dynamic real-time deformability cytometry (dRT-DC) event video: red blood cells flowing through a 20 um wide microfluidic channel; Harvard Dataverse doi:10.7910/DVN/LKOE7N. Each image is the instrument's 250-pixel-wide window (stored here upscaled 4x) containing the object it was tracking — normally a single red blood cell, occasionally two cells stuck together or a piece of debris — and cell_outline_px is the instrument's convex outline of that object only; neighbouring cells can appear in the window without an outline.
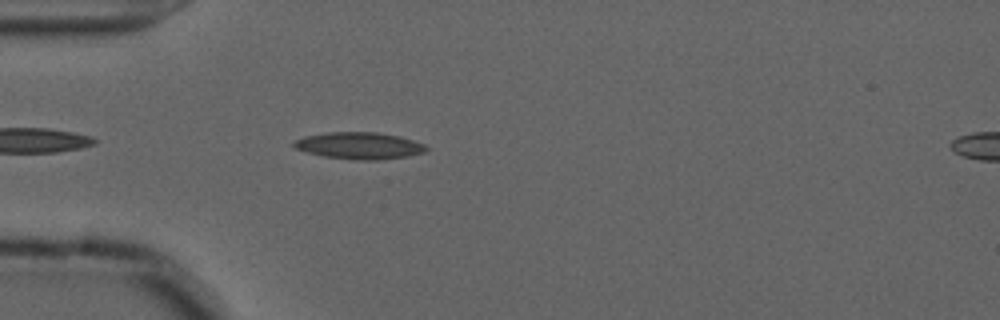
{"species": "common noctule bat (a hibernating species)", "species_latin": "Nyctalus noctula", "temperature_condition": "cold", "stored_images_in_passage": 40, "camera_frame_rate_fps": 3000, "um_per_image_px": 0.085, "animal": {"sex": "male", "forearm_length_mm": 52.5}, "frame": {"image": 1, "passage_image": 5, "time_ms": 1.333, "image_size_px": [1000, 320], "cell_outline_px": [[428, 148], [424, 152], [408, 156], [376, 160], [352, 160], [324, 156], [308, 152], [296, 148], [292, 144], [296, 140], [304, 136], [328, 132], [376, 132], [400, 136], [424, 144]], "centroid_in_image_um": [30.55, 12.38], "position_along_channel_um": 54.5, "area_um2": 20.58}}
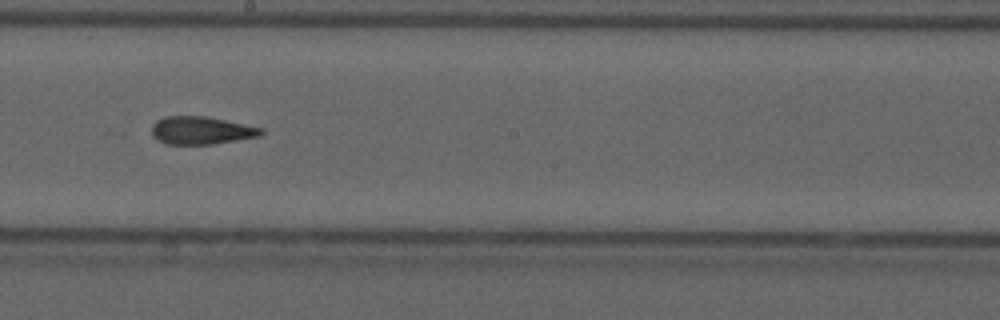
{"frame": {"image": 2, "passage_image": 20, "time_ms": 6.333, "image_size_px": [1000, 320], "cell_outline_px": [[264, 132], [260, 136], [212, 144], [168, 144], [152, 136], [152, 124], [156, 120], [164, 116], [204, 116], [264, 128]], "centroid_in_image_um": [17.1, 11.08], "position_along_channel_um": 231.1, "area_um2": 17.63}}
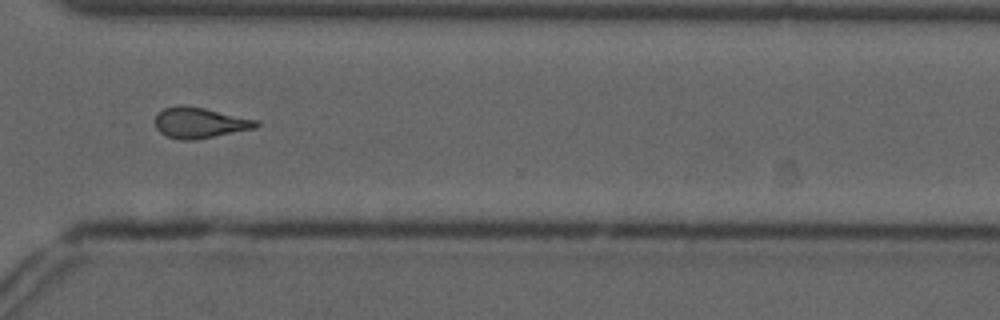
{"frame": {"image": 3, "passage_image": 30, "time_ms": 9.667, "image_size_px": [1000, 320], "cell_outline_px": [[260, 124], [256, 128], [196, 140], [180, 140], [168, 136], [160, 132], [156, 128], [156, 116], [164, 108], [176, 104], [184, 104], [204, 108], [260, 120]], "centroid_in_image_um": [17.01, 10.42], "position_along_channel_um": 353.6, "area_um2": 18.26}, "authors_computed_cell_mechanics": {"area_um2": 17.9758, "velocity_mm_per_s": 3.6807, "shape_relaxation_time_tau1_ms": 7.8256, "shape_relaxation_time_tau2_ms": 2.0621, "deformation_change_tau1": 0.1869, "deformation_change_tau2": 0.101}}